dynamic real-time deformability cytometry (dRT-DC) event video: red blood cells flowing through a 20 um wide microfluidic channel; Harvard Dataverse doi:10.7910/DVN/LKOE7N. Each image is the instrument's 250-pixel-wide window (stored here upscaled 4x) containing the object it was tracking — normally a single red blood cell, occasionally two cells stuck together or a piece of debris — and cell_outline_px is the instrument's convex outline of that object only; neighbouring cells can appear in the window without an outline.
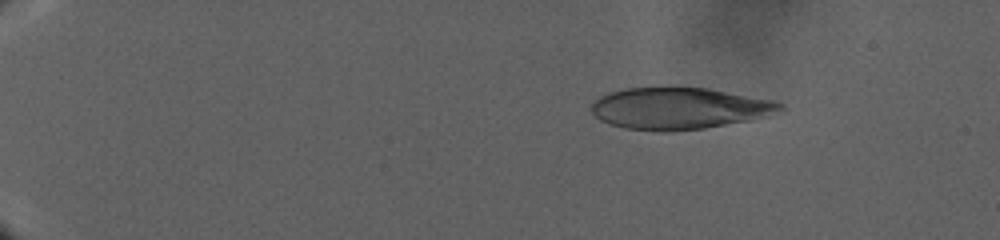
{"species": "human", "species_latin": "Homo sapiens", "temperature_condition": "warm", "stored_images_in_passage": 82, "camera_frame_rate_fps": 3000, "um_per_image_px": 0.085, "donor": {"sex": "male"}, "frame": {"image": 1, "passage_image": 33, "time_ms": 7.0, "image_size_px": [1000, 240], "cell_outline_px": [[784, 112], [748, 120], [704, 128], [664, 132], [660, 132], [624, 128], [608, 124], [600, 120], [592, 112], [592, 104], [600, 96], [608, 92], [624, 88], [668, 84], [676, 84], [708, 88], [772, 100], [784, 104]], "centroid_in_image_um": [57.71, 9.17], "position_along_channel_um": 27.3, "area_um2": 47.11}}
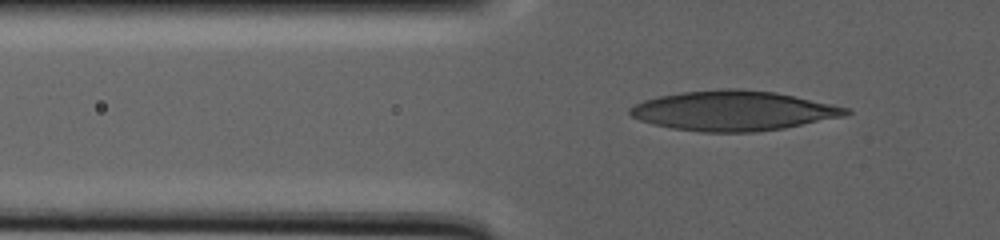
{"frame": {"image": 2, "passage_image": 69, "time_ms": 16.0, "image_size_px": [1000, 240], "cell_outline_px": [[852, 112], [844, 116], [784, 128], [756, 132], [704, 132], [672, 128], [652, 124], [640, 120], [632, 116], [628, 112], [628, 108], [644, 100], [660, 96], [680, 92], [720, 88], [740, 88], [776, 92], [832, 104], [848, 108]], "centroid_in_image_um": [62.32, 9.4], "position_along_channel_um": 63.5, "area_um2": 50.17}}
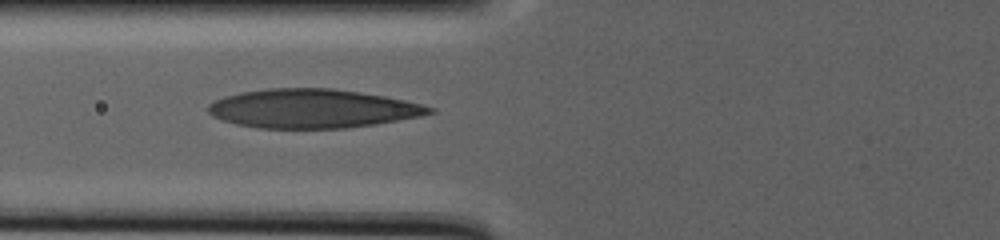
{"frame": {"image": 3, "passage_image": 81, "time_ms": 19.0, "image_size_px": [1000, 240], "cell_outline_px": [[436, 112], [420, 116], [376, 124], [348, 128], [256, 128], [236, 124], [212, 116], [208, 112], [208, 104], [224, 96], [240, 92], [268, 88], [332, 88], [360, 92], [384, 96], [424, 104], [436, 108]], "centroid_in_image_um": [26.57, 9.23], "position_along_channel_um": 99.2, "area_um2": 50.29}}